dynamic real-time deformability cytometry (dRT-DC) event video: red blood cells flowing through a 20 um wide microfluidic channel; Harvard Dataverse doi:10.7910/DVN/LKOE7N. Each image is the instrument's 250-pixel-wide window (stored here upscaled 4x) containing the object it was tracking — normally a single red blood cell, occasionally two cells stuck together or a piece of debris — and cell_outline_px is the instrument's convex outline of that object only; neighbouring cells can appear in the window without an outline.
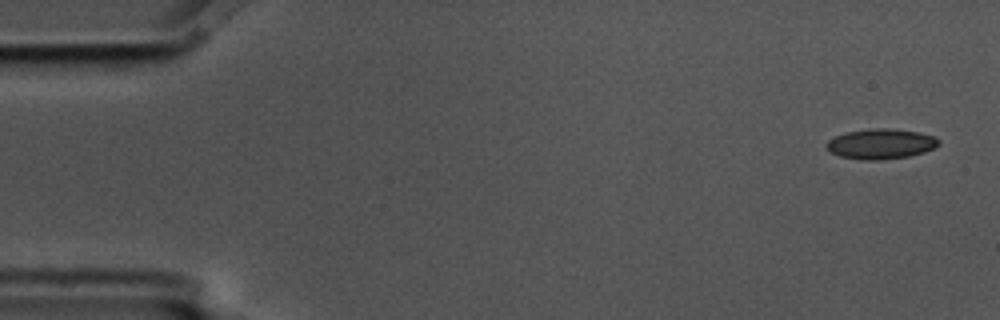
{"species": "common noctule bat (a hibernating species)", "species_latin": "Nyctalus noctula", "temperature_condition": "cold", "stored_images_in_passage": 5, "camera_frame_rate_fps": 3000, "um_per_image_px": 0.085, "animal": {"sex": "male", "body_mass_g": 17.5, "forearm_length_mm": 52.3}, "frame": {"image": 1, "passage_image": 1, "time_ms": 0.0, "image_size_px": [1000, 320], "cell_outline_px": [[940, 144], [936, 148], [924, 152], [908, 156], [876, 160], [860, 160], [840, 156], [828, 152], [824, 144], [828, 140], [836, 136], [848, 132], [872, 128], [892, 128], [916, 132], [932, 136], [940, 140]], "centroid_in_image_um": [74.84, 12.24], "position_along_channel_um": 10.2, "area_um2": 19.77}}
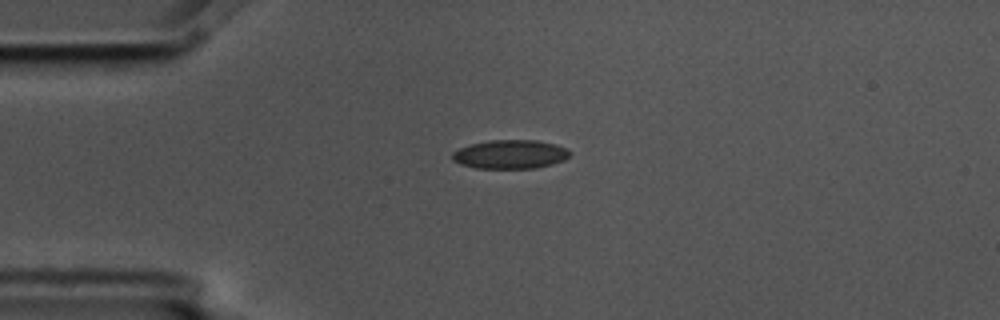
{"frame": {"image": 2, "passage_image": 4, "time_ms": 1.0, "image_size_px": [1000, 320], "cell_outline_px": [[572, 152], [564, 160], [552, 164], [536, 168], [476, 168], [460, 164], [452, 160], [452, 152], [460, 148], [472, 144], [488, 140], [536, 140], [556, 144]], "centroid_in_image_um": [43.36, 13.11], "position_along_channel_um": 41.6, "area_um2": 19.71}}